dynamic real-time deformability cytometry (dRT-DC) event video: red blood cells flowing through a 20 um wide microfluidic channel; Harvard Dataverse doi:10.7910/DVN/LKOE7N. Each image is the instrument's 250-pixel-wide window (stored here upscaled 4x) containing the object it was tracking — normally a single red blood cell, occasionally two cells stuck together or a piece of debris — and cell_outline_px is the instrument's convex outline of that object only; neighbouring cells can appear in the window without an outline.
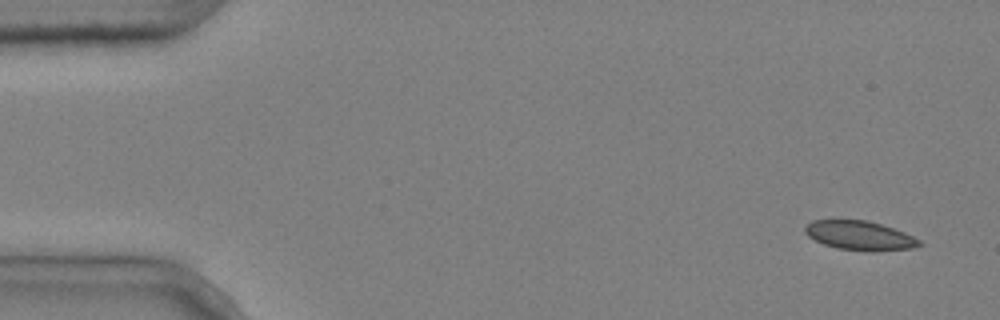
{"species": "common noctule bat (a hibernating species)", "species_latin": "Nyctalus noctula", "temperature_condition": "cold", "stored_images_in_passage": 4, "camera_frame_rate_fps": 3000, "um_per_image_px": 0.085, "animal": {"sex": "male", "body_mass_g": 20.4}, "frame": {"image": 1, "passage_image": 1, "time_ms": 0.0, "image_size_px": [1000, 320], "cell_outline_px": [[924, 244], [912, 248], [872, 252], [836, 248], [824, 244], [808, 236], [804, 232], [804, 228], [812, 220], [864, 220], [880, 224], [904, 232], [920, 240]], "centroid_in_image_um": [73.08, 20.03], "position_along_channel_um": 11.9, "area_um2": 19.36}}